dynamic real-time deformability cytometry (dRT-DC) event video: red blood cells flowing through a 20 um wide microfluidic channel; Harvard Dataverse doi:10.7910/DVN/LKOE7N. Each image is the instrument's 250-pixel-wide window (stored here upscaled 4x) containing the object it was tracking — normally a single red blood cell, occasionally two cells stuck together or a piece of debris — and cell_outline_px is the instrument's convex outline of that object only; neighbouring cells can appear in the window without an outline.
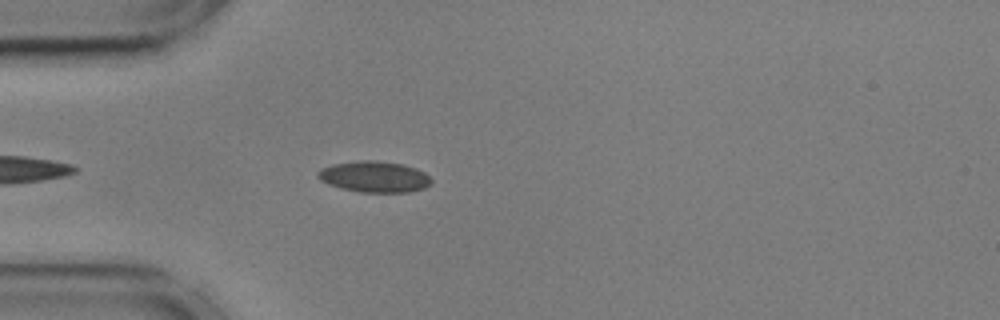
{"species": "common noctule bat (a hibernating species)", "species_latin": "Nyctalus noctula", "temperature_condition": "cold", "stored_images_in_passage": 29, "camera_frame_rate_fps": 3000, "um_per_image_px": 0.085, "animal": {"sex": "male", "body_mass_g": 17.9, "forearm_length_mm": 54.2}, "frame": {"image": 1, "passage_image": 5, "time_ms": 1.333, "image_size_px": [1000, 320], "cell_outline_px": [[432, 184], [424, 188], [408, 192], [360, 192], [340, 188], [328, 184], [320, 180], [316, 176], [316, 172], [320, 168], [332, 164], [360, 160], [376, 160], [404, 164], [416, 168], [424, 172], [432, 180]], "centroid_in_image_um": [31.8, 15.01], "position_along_channel_um": 53.2, "area_um2": 20.81}}
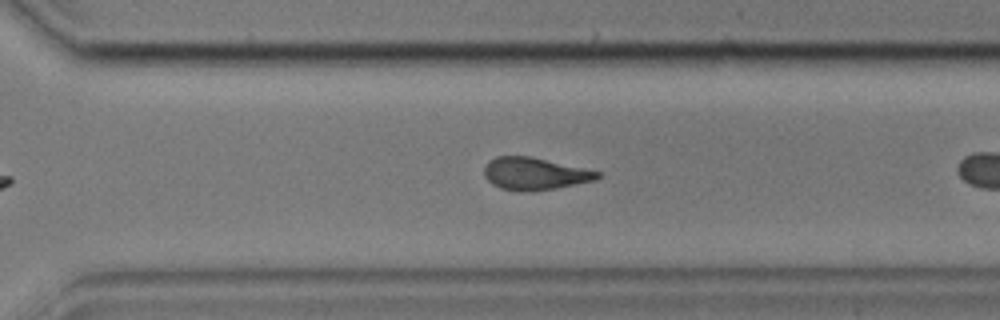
{"frame": {"image": 2, "passage_image": 25, "time_ms": 8.0, "image_size_px": [1000, 320], "cell_outline_px": [[600, 176], [596, 180], [556, 188], [524, 192], [520, 192], [500, 188], [492, 184], [484, 176], [484, 168], [488, 160], [496, 156], [528, 156], [584, 168], [600, 172]], "centroid_in_image_um": [45.41, 14.77], "position_along_channel_um": 325.2, "area_um2": 21.27}}